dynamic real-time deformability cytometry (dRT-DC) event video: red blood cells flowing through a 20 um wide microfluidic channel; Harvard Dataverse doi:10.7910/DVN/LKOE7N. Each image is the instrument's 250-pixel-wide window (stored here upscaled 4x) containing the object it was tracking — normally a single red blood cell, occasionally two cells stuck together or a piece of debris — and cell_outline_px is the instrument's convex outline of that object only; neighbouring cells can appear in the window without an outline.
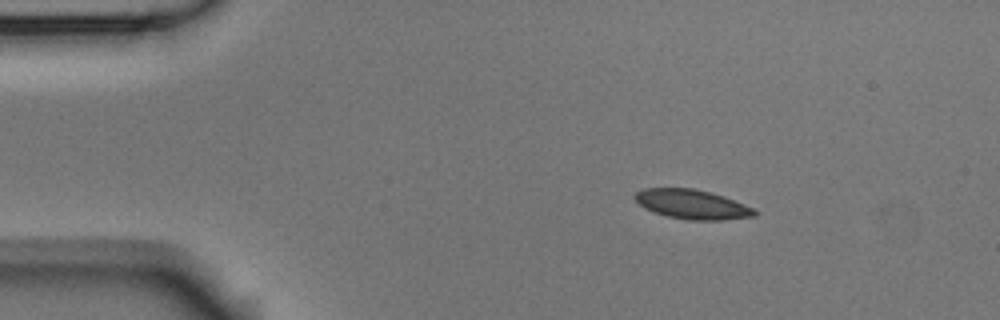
{"species": "Egyptian fruit bat (a non-hibernating species)", "species_latin": "Rousettus aegyptiacus", "temperature_condition": "room temperature", "stored_images_in_passage": 3, "camera_frame_rate_fps": 3000, "um_per_image_px": 0.085, "animal": {"sex": "male"}, "frame": {"image": 1, "passage_image": 1, "time_ms": 0.0, "image_size_px": [1000, 320], "cell_outline_px": [[756, 216], [724, 220], [688, 220], [668, 216], [644, 208], [632, 196], [636, 192], [644, 188], [692, 188], [724, 196], [752, 208], [756, 212]], "centroid_in_image_um": [58.81, 17.37], "position_along_channel_um": 26.2, "area_um2": 20.29}}